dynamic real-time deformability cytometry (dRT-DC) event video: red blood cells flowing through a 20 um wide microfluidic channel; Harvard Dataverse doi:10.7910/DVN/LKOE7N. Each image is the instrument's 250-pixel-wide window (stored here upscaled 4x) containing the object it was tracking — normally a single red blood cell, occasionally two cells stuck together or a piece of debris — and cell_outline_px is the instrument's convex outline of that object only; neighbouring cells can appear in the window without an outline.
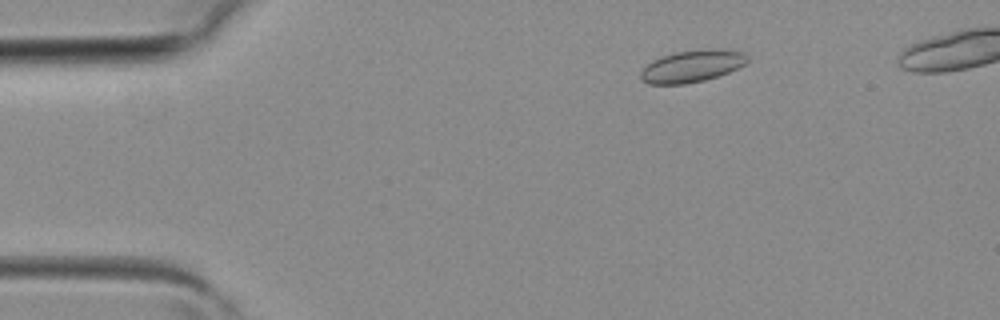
{"species": "common noctule bat (a hibernating species)", "species_latin": "Nyctalus noctula", "temperature_condition": "room temperature", "stored_images_in_passage": 3, "camera_frame_rate_fps": 3000, "um_per_image_px": 0.085, "animal": {"sex": "female", "body_mass_g": 19.3, "forearm_length_mm": 54.1}, "frame": {"image": 1, "passage_image": 1, "time_ms": 0.0, "image_size_px": [1000, 320], "cell_outline_px": [[748, 60], [744, 64], [728, 72], [704, 80], [684, 84], [648, 84], [640, 80], [640, 72], [652, 60], [660, 56], [676, 52], [716, 48], [720, 48], [744, 52], [748, 56]], "centroid_in_image_um": [58.8, 5.61], "position_along_channel_um": 26.2, "area_um2": 19.88}}